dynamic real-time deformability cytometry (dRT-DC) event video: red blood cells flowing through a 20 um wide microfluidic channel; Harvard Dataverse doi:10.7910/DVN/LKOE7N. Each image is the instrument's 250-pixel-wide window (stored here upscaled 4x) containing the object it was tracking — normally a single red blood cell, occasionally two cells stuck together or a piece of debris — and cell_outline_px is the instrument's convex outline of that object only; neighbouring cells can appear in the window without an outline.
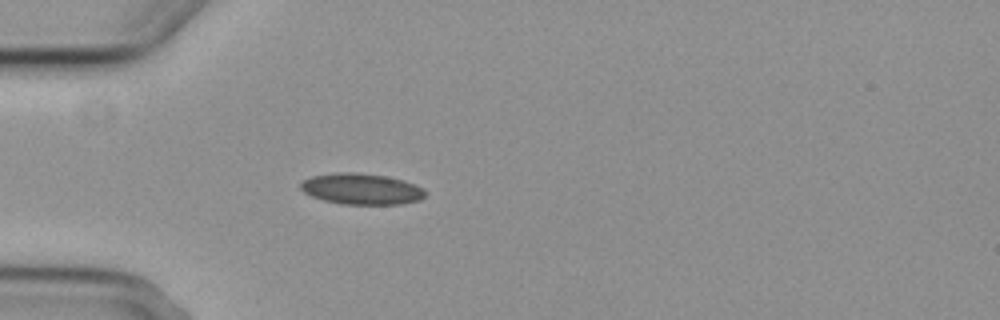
{"species": "common noctule bat (a hibernating species)", "species_latin": "Nyctalus noctula", "temperature_condition": "cold", "stored_images_in_passage": 4, "camera_frame_rate_fps": 3000, "um_per_image_px": 0.085, "animal": {"sex": "female", "body_mass_g": 29.2, "forearm_length_mm": 56.3}, "frame": {"image": 1, "passage_image": 4, "time_ms": 3.667, "image_size_px": [1000, 320], "cell_outline_px": [[424, 196], [420, 200], [400, 204], [340, 204], [324, 200], [312, 196], [304, 192], [300, 188], [300, 180], [312, 176], [336, 172], [356, 172], [384, 176], [404, 180], [424, 188]], "centroid_in_image_um": [30.69, 16.05], "position_along_channel_um": 54.3, "area_um2": 22.6}}